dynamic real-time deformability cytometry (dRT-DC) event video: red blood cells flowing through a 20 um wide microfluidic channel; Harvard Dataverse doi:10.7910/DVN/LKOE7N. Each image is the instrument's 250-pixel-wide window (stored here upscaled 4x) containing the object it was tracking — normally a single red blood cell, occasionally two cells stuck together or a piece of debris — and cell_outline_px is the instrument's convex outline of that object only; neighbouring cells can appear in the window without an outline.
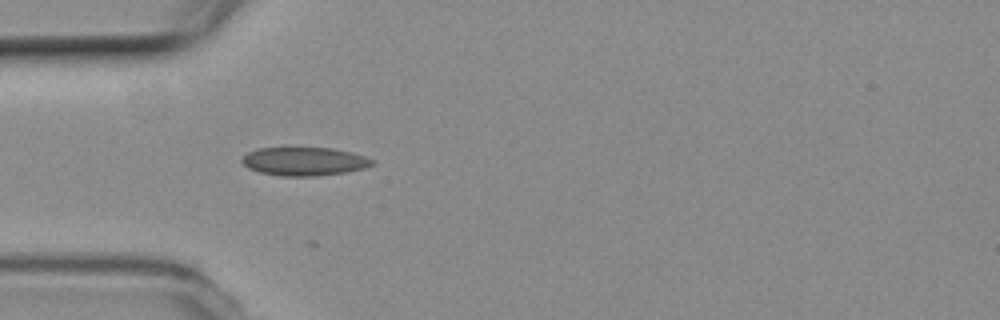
{"species": "common noctule bat (a hibernating species)", "species_latin": "Nyctalus noctula", "temperature_condition": "room temperature", "stored_images_in_passage": 18, "camera_frame_rate_fps": 3000, "um_per_image_px": 0.085, "animal": {"sex": "female", "body_mass_g": 19.3, "forearm_length_mm": 54.1}, "frame": {"image": 1, "passage_image": 7, "time_ms": 2.0, "image_size_px": [1000, 320], "cell_outline_px": [[376, 164], [364, 168], [344, 172], [316, 176], [280, 176], [260, 172], [248, 168], [240, 160], [248, 152], [256, 148], [332, 148], [352, 152], [376, 160]], "centroid_in_image_um": [25.88, 13.71], "position_along_channel_um": 59.1, "area_um2": 21.62}}
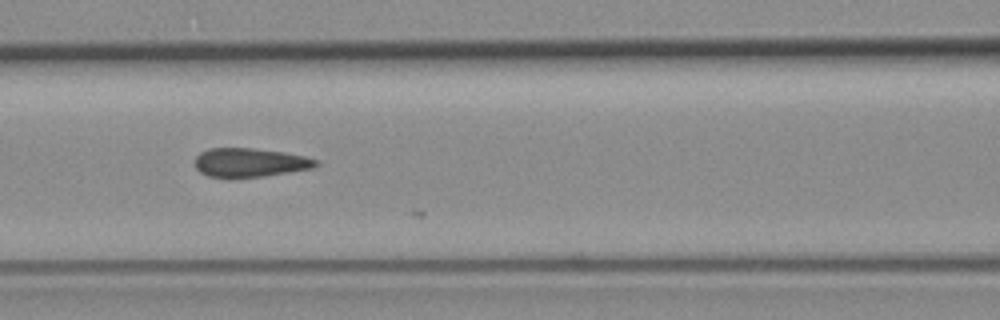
{"frame": {"image": 2, "passage_image": 14, "time_ms": 4.333, "image_size_px": [1000, 320], "cell_outline_px": [[320, 164], [312, 168], [264, 176], [208, 176], [200, 172], [196, 168], [196, 156], [200, 152], [208, 148], [252, 148], [284, 152], [304, 156], [320, 160]], "centroid_in_image_um": [21.27, 13.79], "position_along_channel_um": 145.3, "area_um2": 20.06}}
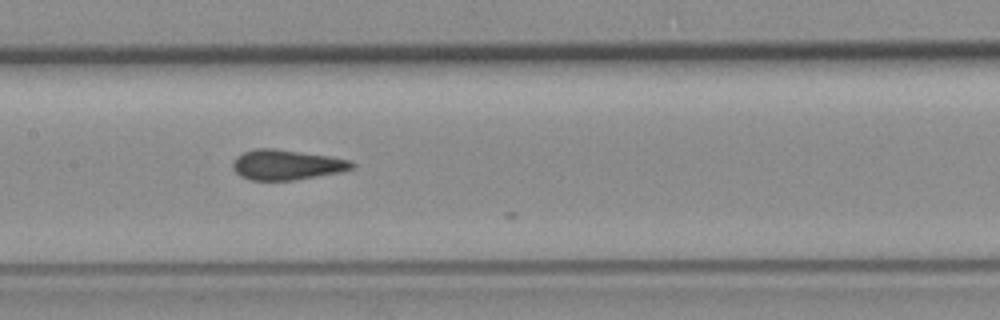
{"frame": {"image": 3, "passage_image": 17, "time_ms": 5.333, "image_size_px": [1000, 320], "cell_outline_px": [[356, 164], [352, 168], [340, 172], [292, 180], [252, 180], [240, 176], [232, 168], [232, 164], [236, 156], [244, 152], [256, 148], [272, 148], [328, 156], [348, 160]], "centroid_in_image_um": [24.31, 14.0], "position_along_channel_um": 183.1, "area_um2": 20.63}}